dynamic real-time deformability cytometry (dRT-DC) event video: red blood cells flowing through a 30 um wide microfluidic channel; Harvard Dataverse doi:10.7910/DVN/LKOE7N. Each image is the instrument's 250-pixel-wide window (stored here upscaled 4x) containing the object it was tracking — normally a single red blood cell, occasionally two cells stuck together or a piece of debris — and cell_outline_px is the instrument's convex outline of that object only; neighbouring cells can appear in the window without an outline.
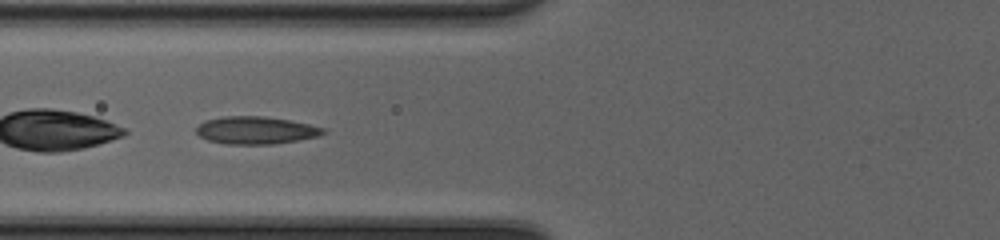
{"species": "common noctule bat (a hibernating species)", "species_latin": "Nyctalus noctula", "temperature_condition": "cold", "stored_images_in_passage": 51, "camera_frame_rate_fps": 3000, "um_per_image_px": 0.085, "animal": {"sex": "female", "body_mass_g": 20.0, "forearm_length_mm": 54.0}, "frame": {"image": 1, "passage_image": 23, "time_ms": 7.333, "image_size_px": [1000, 240], "cell_outline_px": [[328, 132], [320, 136], [300, 140], [272, 144], [228, 144], [208, 140], [200, 136], [196, 132], [196, 128], [204, 120], [224, 116], [264, 116], [288, 120], [308, 124], [324, 128]], "centroid_in_image_um": [21.76, 11.07], "position_along_channel_um": 104.0, "area_um2": 20.4}}
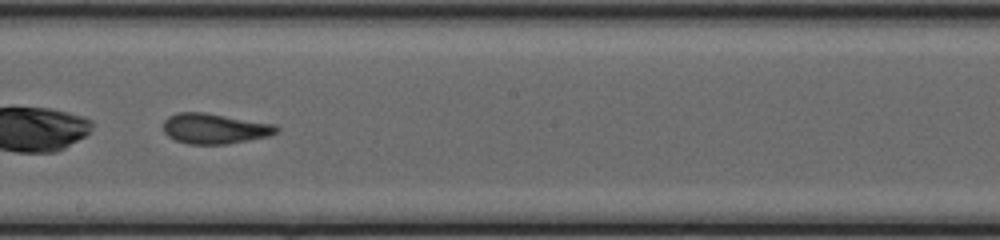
{"frame": {"image": 2, "passage_image": 32, "time_ms": 10.333, "image_size_px": [1000, 240], "cell_outline_px": [[280, 128], [276, 132], [268, 136], [248, 140], [224, 144], [188, 144], [176, 140], [168, 136], [164, 132], [164, 120], [168, 116], [176, 112], [204, 112], [276, 124]], "centroid_in_image_um": [18.23, 10.92], "position_along_channel_um": 230.0, "area_um2": 20.0}}
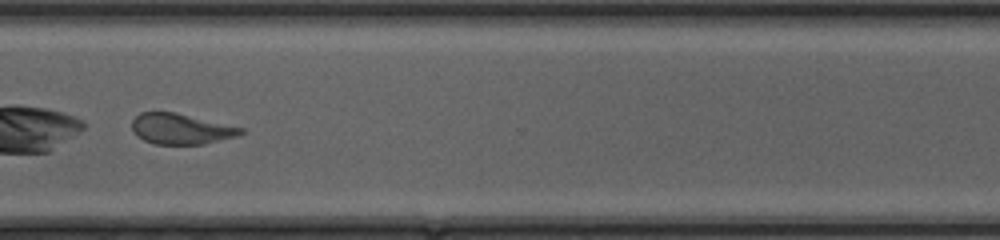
{"frame": {"image": 3, "passage_image": 41, "time_ms": 13.333, "image_size_px": [1000, 240], "cell_outline_px": [[244, 132], [236, 136], [204, 144], [156, 144], [144, 140], [136, 136], [132, 128], [132, 120], [140, 112], [176, 112], [244, 128]], "centroid_in_image_um": [15.36, 10.95], "position_along_channel_um": 355.2, "area_um2": 19.36}}